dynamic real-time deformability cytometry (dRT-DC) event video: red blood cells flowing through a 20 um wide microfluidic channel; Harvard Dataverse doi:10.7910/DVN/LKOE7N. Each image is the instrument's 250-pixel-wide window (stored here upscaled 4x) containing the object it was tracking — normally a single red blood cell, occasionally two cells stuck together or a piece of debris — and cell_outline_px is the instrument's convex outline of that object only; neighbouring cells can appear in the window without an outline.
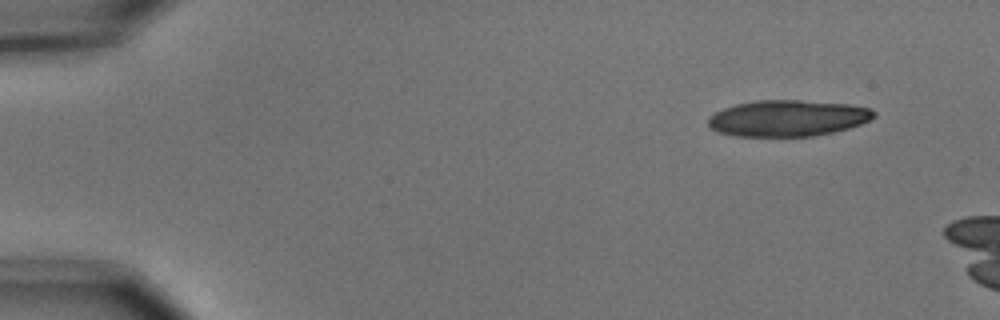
{"species": "common noctule bat (a hibernating species)", "species_latin": "Nyctalus noctula", "temperature_condition": "cold", "stored_images_in_passage": 9, "camera_frame_rate_fps": 3000, "um_per_image_px": 0.085, "animal": {"sex": "male", "body_mass_g": 15.6}, "frame": {"image": 1, "passage_image": 1, "time_ms": 0.0, "image_size_px": [1000, 320], "cell_outline_px": [[876, 116], [860, 124], [848, 128], [832, 132], [812, 136], [736, 136], [720, 132], [712, 128], [708, 124], [708, 116], [724, 108], [736, 104], [756, 100], [800, 100], [848, 104], [872, 108], [876, 112]], "centroid_in_image_um": [66.97, 10.04], "position_along_channel_um": 18.0, "area_um2": 34.91}}